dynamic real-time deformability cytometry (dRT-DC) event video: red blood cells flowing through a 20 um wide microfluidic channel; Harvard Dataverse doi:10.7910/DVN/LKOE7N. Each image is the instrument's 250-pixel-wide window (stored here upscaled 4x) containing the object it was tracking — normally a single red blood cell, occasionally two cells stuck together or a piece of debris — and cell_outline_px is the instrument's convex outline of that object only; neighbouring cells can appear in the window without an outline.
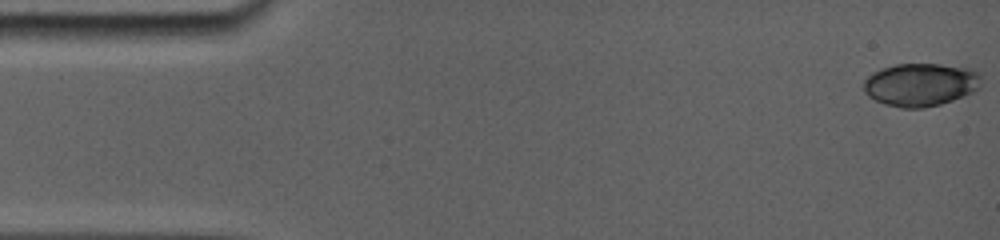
{"species": "common noctule bat (a hibernating species)", "species_latin": "Nyctalus noctula", "temperature_condition": "room temperature", "stored_images_in_passage": 38, "camera_frame_rate_fps": 5000, "um_per_image_px": 0.085, "animal": {"sex": "female", "body_mass_g": 19.0, "forearm_length_mm": 56.7}, "frame": {"image": 1, "passage_image": 1, "time_ms": 0.0, "image_size_px": [1000, 240], "cell_outline_px": [[980, 88], [972, 92], [952, 100], [940, 104], [920, 108], [900, 108], [884, 104], [868, 96], [864, 92], [864, 80], [872, 72], [880, 68], [896, 64], [940, 64], [972, 68], [980, 72]], "centroid_in_image_um": [78.24, 7.18], "position_along_channel_um": 6.8, "area_um2": 29.65}}
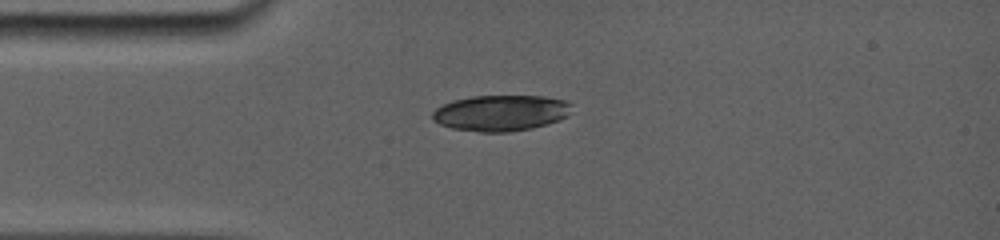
{"frame": {"image": 2, "passage_image": 33, "time_ms": 3.8, "image_size_px": [1000, 240], "cell_outline_px": [[572, 104], [564, 116], [548, 124], [528, 128], [504, 132], [484, 132], [452, 128], [440, 124], [432, 120], [432, 112], [436, 108], [452, 100], [472, 96], [544, 96], [564, 100]], "centroid_in_image_um": [42.5, 9.59], "position_along_channel_um": 42.5, "area_um2": 28.73}}